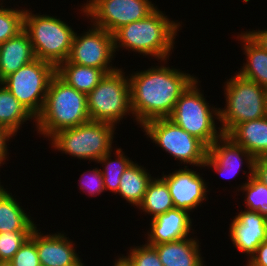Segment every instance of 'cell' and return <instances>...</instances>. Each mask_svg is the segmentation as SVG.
I'll return each mask as SVG.
<instances>
[{"label":"cell","instance_id":"6da1fadb","mask_svg":"<svg viewBox=\"0 0 267 266\" xmlns=\"http://www.w3.org/2000/svg\"><path fill=\"white\" fill-rule=\"evenodd\" d=\"M159 62L160 66L158 64L147 70L132 71L128 76L131 110L140 128L147 121L168 118L181 94L197 78L173 66L170 68L164 65L167 60Z\"/></svg>","mask_w":267,"mask_h":266},{"label":"cell","instance_id":"7a4b0ae2","mask_svg":"<svg viewBox=\"0 0 267 266\" xmlns=\"http://www.w3.org/2000/svg\"><path fill=\"white\" fill-rule=\"evenodd\" d=\"M182 22L171 20L158 7L147 17L124 25L113 33L114 51L125 48L129 52L148 57L156 61L169 60L175 39Z\"/></svg>","mask_w":267,"mask_h":266},{"label":"cell","instance_id":"3957f363","mask_svg":"<svg viewBox=\"0 0 267 266\" xmlns=\"http://www.w3.org/2000/svg\"><path fill=\"white\" fill-rule=\"evenodd\" d=\"M90 121L87 95L69 86L57 74L49 83L45 103L35 129L48 140L58 131Z\"/></svg>","mask_w":267,"mask_h":266},{"label":"cell","instance_id":"277c9868","mask_svg":"<svg viewBox=\"0 0 267 266\" xmlns=\"http://www.w3.org/2000/svg\"><path fill=\"white\" fill-rule=\"evenodd\" d=\"M30 9L25 8L24 31L35 56L57 68L69 56L75 31L57 16L34 14Z\"/></svg>","mask_w":267,"mask_h":266},{"label":"cell","instance_id":"5b68a950","mask_svg":"<svg viewBox=\"0 0 267 266\" xmlns=\"http://www.w3.org/2000/svg\"><path fill=\"white\" fill-rule=\"evenodd\" d=\"M224 108H218L223 134L236 125L266 116L267 89L238 73L224 82Z\"/></svg>","mask_w":267,"mask_h":266},{"label":"cell","instance_id":"8992f818","mask_svg":"<svg viewBox=\"0 0 267 266\" xmlns=\"http://www.w3.org/2000/svg\"><path fill=\"white\" fill-rule=\"evenodd\" d=\"M199 82L197 77L181 94L168 119L209 148L223 133L221 127L215 125L218 124L215 120H219V107L209 105Z\"/></svg>","mask_w":267,"mask_h":266},{"label":"cell","instance_id":"52a82bcc","mask_svg":"<svg viewBox=\"0 0 267 266\" xmlns=\"http://www.w3.org/2000/svg\"><path fill=\"white\" fill-rule=\"evenodd\" d=\"M116 128L111 124L90 120L79 126L58 131L49 141L55 151L80 160L97 162L113 150Z\"/></svg>","mask_w":267,"mask_h":266},{"label":"cell","instance_id":"ba28073f","mask_svg":"<svg viewBox=\"0 0 267 266\" xmlns=\"http://www.w3.org/2000/svg\"><path fill=\"white\" fill-rule=\"evenodd\" d=\"M118 68L108 73L87 95V108L91 121L116 127L124 116H131L130 80L126 72Z\"/></svg>","mask_w":267,"mask_h":266},{"label":"cell","instance_id":"9c48e42d","mask_svg":"<svg viewBox=\"0 0 267 266\" xmlns=\"http://www.w3.org/2000/svg\"><path fill=\"white\" fill-rule=\"evenodd\" d=\"M152 143L169 153L174 160L187 166L206 168L204 166L208 147L197 137L189 134L168 118L147 121L141 126Z\"/></svg>","mask_w":267,"mask_h":266},{"label":"cell","instance_id":"30bf717a","mask_svg":"<svg viewBox=\"0 0 267 266\" xmlns=\"http://www.w3.org/2000/svg\"><path fill=\"white\" fill-rule=\"evenodd\" d=\"M56 68L38 58L3 79L4 86L36 118L42 111Z\"/></svg>","mask_w":267,"mask_h":266},{"label":"cell","instance_id":"8fae6325","mask_svg":"<svg viewBox=\"0 0 267 266\" xmlns=\"http://www.w3.org/2000/svg\"><path fill=\"white\" fill-rule=\"evenodd\" d=\"M155 5L151 0H87L80 11L93 26L113 34L120 27L150 15L157 8Z\"/></svg>","mask_w":267,"mask_h":266},{"label":"cell","instance_id":"7c38bea8","mask_svg":"<svg viewBox=\"0 0 267 266\" xmlns=\"http://www.w3.org/2000/svg\"><path fill=\"white\" fill-rule=\"evenodd\" d=\"M90 25L91 27L82 34L77 35L75 32L67 61L77 65L103 69L107 74L116 71L118 67L111 64L116 56L113 34Z\"/></svg>","mask_w":267,"mask_h":266},{"label":"cell","instance_id":"4fadbf2b","mask_svg":"<svg viewBox=\"0 0 267 266\" xmlns=\"http://www.w3.org/2000/svg\"><path fill=\"white\" fill-rule=\"evenodd\" d=\"M184 166L181 169L169 173L162 172V179L169 187L175 208L186 210L189 213L208 200L207 192H210L207 182L199 172Z\"/></svg>","mask_w":267,"mask_h":266},{"label":"cell","instance_id":"5bb4252c","mask_svg":"<svg viewBox=\"0 0 267 266\" xmlns=\"http://www.w3.org/2000/svg\"><path fill=\"white\" fill-rule=\"evenodd\" d=\"M254 159L244 147L235 143L226 134H222L208 148L204 166L211 168L224 178L231 179L242 171L240 168L246 163L249 172L243 171V173H247L248 177L253 175Z\"/></svg>","mask_w":267,"mask_h":266},{"label":"cell","instance_id":"9a60e30c","mask_svg":"<svg viewBox=\"0 0 267 266\" xmlns=\"http://www.w3.org/2000/svg\"><path fill=\"white\" fill-rule=\"evenodd\" d=\"M229 237L240 253L248 259L257 247L267 240V218L256 211L244 209L229 224Z\"/></svg>","mask_w":267,"mask_h":266},{"label":"cell","instance_id":"2e32d148","mask_svg":"<svg viewBox=\"0 0 267 266\" xmlns=\"http://www.w3.org/2000/svg\"><path fill=\"white\" fill-rule=\"evenodd\" d=\"M190 214L186 210L173 208L151 219L145 243L153 246L190 237L191 233L194 235Z\"/></svg>","mask_w":267,"mask_h":266},{"label":"cell","instance_id":"e0dca14e","mask_svg":"<svg viewBox=\"0 0 267 266\" xmlns=\"http://www.w3.org/2000/svg\"><path fill=\"white\" fill-rule=\"evenodd\" d=\"M66 236L65 232L44 234L35 227V244L41 266H68L80 259L74 241Z\"/></svg>","mask_w":267,"mask_h":266},{"label":"cell","instance_id":"ac0fdd59","mask_svg":"<svg viewBox=\"0 0 267 266\" xmlns=\"http://www.w3.org/2000/svg\"><path fill=\"white\" fill-rule=\"evenodd\" d=\"M197 236L153 245L163 266H206Z\"/></svg>","mask_w":267,"mask_h":266},{"label":"cell","instance_id":"d6986e66","mask_svg":"<svg viewBox=\"0 0 267 266\" xmlns=\"http://www.w3.org/2000/svg\"><path fill=\"white\" fill-rule=\"evenodd\" d=\"M36 56L27 33L23 30L17 36L0 44L1 83L9 74L16 72Z\"/></svg>","mask_w":267,"mask_h":266},{"label":"cell","instance_id":"ffe728a7","mask_svg":"<svg viewBox=\"0 0 267 266\" xmlns=\"http://www.w3.org/2000/svg\"><path fill=\"white\" fill-rule=\"evenodd\" d=\"M254 158L267 157V116L236 125L228 134Z\"/></svg>","mask_w":267,"mask_h":266},{"label":"cell","instance_id":"44dd1931","mask_svg":"<svg viewBox=\"0 0 267 266\" xmlns=\"http://www.w3.org/2000/svg\"><path fill=\"white\" fill-rule=\"evenodd\" d=\"M236 38L241 42L246 57V63H243L237 73L267 89V51L244 31Z\"/></svg>","mask_w":267,"mask_h":266},{"label":"cell","instance_id":"7402d4cb","mask_svg":"<svg viewBox=\"0 0 267 266\" xmlns=\"http://www.w3.org/2000/svg\"><path fill=\"white\" fill-rule=\"evenodd\" d=\"M0 189V233L13 231H33L37 226L31 216L25 213L12 193Z\"/></svg>","mask_w":267,"mask_h":266},{"label":"cell","instance_id":"603a6c76","mask_svg":"<svg viewBox=\"0 0 267 266\" xmlns=\"http://www.w3.org/2000/svg\"><path fill=\"white\" fill-rule=\"evenodd\" d=\"M147 170L146 167L133 161L120 178L119 190L116 194L136 208L142 202L148 185L154 178Z\"/></svg>","mask_w":267,"mask_h":266},{"label":"cell","instance_id":"cb8c5ba5","mask_svg":"<svg viewBox=\"0 0 267 266\" xmlns=\"http://www.w3.org/2000/svg\"><path fill=\"white\" fill-rule=\"evenodd\" d=\"M56 74L69 86L88 95L107 73L103 69L77 65L66 60L56 68Z\"/></svg>","mask_w":267,"mask_h":266},{"label":"cell","instance_id":"d4e9b609","mask_svg":"<svg viewBox=\"0 0 267 266\" xmlns=\"http://www.w3.org/2000/svg\"><path fill=\"white\" fill-rule=\"evenodd\" d=\"M36 122V118L22 105L12 93L0 84V126L16 136L26 121Z\"/></svg>","mask_w":267,"mask_h":266},{"label":"cell","instance_id":"484cf974","mask_svg":"<svg viewBox=\"0 0 267 266\" xmlns=\"http://www.w3.org/2000/svg\"><path fill=\"white\" fill-rule=\"evenodd\" d=\"M173 208L175 206L168 185L161 176L153 178L138 209L142 210L141 213L145 212V215L148 214L151 216V219H154Z\"/></svg>","mask_w":267,"mask_h":266},{"label":"cell","instance_id":"4316f807","mask_svg":"<svg viewBox=\"0 0 267 266\" xmlns=\"http://www.w3.org/2000/svg\"><path fill=\"white\" fill-rule=\"evenodd\" d=\"M113 151H110L103 157H101L97 163L105 165L102 169L103 182L105 191L117 193L119 190L120 178L127 167L133 162L121 148H116L113 154H115V160L111 156ZM126 155V156H125ZM112 159V160H111Z\"/></svg>","mask_w":267,"mask_h":266},{"label":"cell","instance_id":"83f0119b","mask_svg":"<svg viewBox=\"0 0 267 266\" xmlns=\"http://www.w3.org/2000/svg\"><path fill=\"white\" fill-rule=\"evenodd\" d=\"M240 187V189H239ZM245 196L244 205L247 210L256 211L267 218V186L254 175L248 176V180L237 188ZM246 203V204H245Z\"/></svg>","mask_w":267,"mask_h":266},{"label":"cell","instance_id":"f1b7e54d","mask_svg":"<svg viewBox=\"0 0 267 266\" xmlns=\"http://www.w3.org/2000/svg\"><path fill=\"white\" fill-rule=\"evenodd\" d=\"M3 4H0V44L24 30L25 8H9Z\"/></svg>","mask_w":267,"mask_h":266},{"label":"cell","instance_id":"f546056e","mask_svg":"<svg viewBox=\"0 0 267 266\" xmlns=\"http://www.w3.org/2000/svg\"><path fill=\"white\" fill-rule=\"evenodd\" d=\"M32 231L0 233V261H10L20 247L31 236Z\"/></svg>","mask_w":267,"mask_h":266},{"label":"cell","instance_id":"4dcf8cb0","mask_svg":"<svg viewBox=\"0 0 267 266\" xmlns=\"http://www.w3.org/2000/svg\"><path fill=\"white\" fill-rule=\"evenodd\" d=\"M123 256L128 260L131 266H163L156 249L148 244L139 246L133 245Z\"/></svg>","mask_w":267,"mask_h":266},{"label":"cell","instance_id":"1f68e13d","mask_svg":"<svg viewBox=\"0 0 267 266\" xmlns=\"http://www.w3.org/2000/svg\"><path fill=\"white\" fill-rule=\"evenodd\" d=\"M10 262L13 266H41L35 244V229Z\"/></svg>","mask_w":267,"mask_h":266},{"label":"cell","instance_id":"d6a6232c","mask_svg":"<svg viewBox=\"0 0 267 266\" xmlns=\"http://www.w3.org/2000/svg\"><path fill=\"white\" fill-rule=\"evenodd\" d=\"M79 187L83 193H88L90 196L101 195L102 192H105L103 175L100 168L96 167L95 169L85 171L81 174L79 178Z\"/></svg>","mask_w":267,"mask_h":266},{"label":"cell","instance_id":"836d02e7","mask_svg":"<svg viewBox=\"0 0 267 266\" xmlns=\"http://www.w3.org/2000/svg\"><path fill=\"white\" fill-rule=\"evenodd\" d=\"M246 262V266H267V240L257 247L256 252Z\"/></svg>","mask_w":267,"mask_h":266},{"label":"cell","instance_id":"e575fe53","mask_svg":"<svg viewBox=\"0 0 267 266\" xmlns=\"http://www.w3.org/2000/svg\"><path fill=\"white\" fill-rule=\"evenodd\" d=\"M15 137L9 130L0 126V166L6 164L4 163L6 160L8 161V145L10 139Z\"/></svg>","mask_w":267,"mask_h":266},{"label":"cell","instance_id":"d590c367","mask_svg":"<svg viewBox=\"0 0 267 266\" xmlns=\"http://www.w3.org/2000/svg\"><path fill=\"white\" fill-rule=\"evenodd\" d=\"M253 175L267 186V157L254 159Z\"/></svg>","mask_w":267,"mask_h":266},{"label":"cell","instance_id":"8d00e7d4","mask_svg":"<svg viewBox=\"0 0 267 266\" xmlns=\"http://www.w3.org/2000/svg\"><path fill=\"white\" fill-rule=\"evenodd\" d=\"M258 45L267 51V29L245 31Z\"/></svg>","mask_w":267,"mask_h":266},{"label":"cell","instance_id":"74e56055","mask_svg":"<svg viewBox=\"0 0 267 266\" xmlns=\"http://www.w3.org/2000/svg\"><path fill=\"white\" fill-rule=\"evenodd\" d=\"M115 263H113V266H131V264L128 262V260L122 255L116 259L115 257Z\"/></svg>","mask_w":267,"mask_h":266},{"label":"cell","instance_id":"f35d334b","mask_svg":"<svg viewBox=\"0 0 267 266\" xmlns=\"http://www.w3.org/2000/svg\"><path fill=\"white\" fill-rule=\"evenodd\" d=\"M68 266H85V264L83 262V259L81 260V258H80L76 263H73V264L68 265Z\"/></svg>","mask_w":267,"mask_h":266},{"label":"cell","instance_id":"ab89813d","mask_svg":"<svg viewBox=\"0 0 267 266\" xmlns=\"http://www.w3.org/2000/svg\"><path fill=\"white\" fill-rule=\"evenodd\" d=\"M0 266H13L10 261H0Z\"/></svg>","mask_w":267,"mask_h":266}]
</instances>
